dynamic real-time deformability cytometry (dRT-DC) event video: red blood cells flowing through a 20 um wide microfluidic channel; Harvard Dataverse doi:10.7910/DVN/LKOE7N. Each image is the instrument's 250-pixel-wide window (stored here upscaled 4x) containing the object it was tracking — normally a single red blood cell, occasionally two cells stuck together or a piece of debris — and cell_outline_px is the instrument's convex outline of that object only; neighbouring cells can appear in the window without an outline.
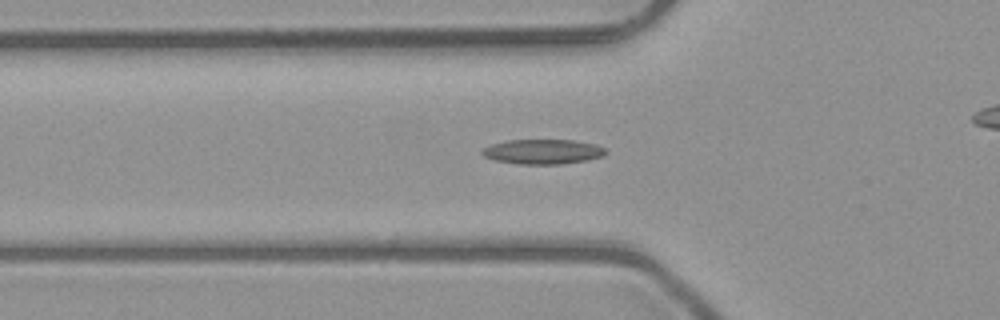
{"species": "common noctule bat (a hibernating species)", "species_latin": "Nyctalus noctula", "temperature_condition": "room temperature", "stored_images_in_passage": 46, "camera_frame_rate_fps": 3000, "um_per_image_px": 0.085, "animal": {"sex": "male", "body_mass_g": 23.1, "forearm_length_mm": 52.7}, "frame": {"image": 1, "passage_image": 12, "time_ms": 3.667, "image_size_px": [1000, 320], "cell_outline_px": [[608, 152], [604, 156], [588, 160], [560, 164], [516, 164], [496, 160], [484, 156], [480, 152], [484, 148], [492, 144], [508, 140], [572, 140], [596, 144], [604, 148]], "centroid_in_image_um": [46.17, 12.89], "position_along_channel_um": 79.6, "area_um2": 17.86}}
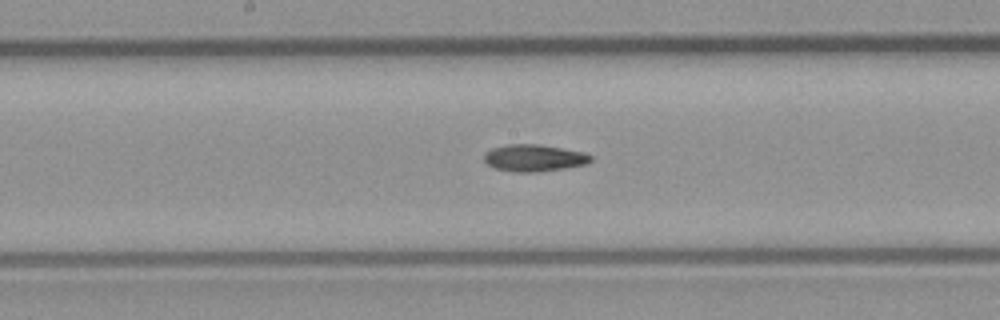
{"frame": {"image": 2, "passage_image": 21, "time_ms": 6.667, "image_size_px": [1000, 320], "cell_outline_px": [[592, 160], [588, 164], [564, 168], [536, 172], [516, 172], [496, 168], [488, 164], [484, 160], [484, 152], [492, 148], [508, 144], [536, 144], [584, 152], [592, 156]], "centroid_in_image_um": [45.4, 13.42], "position_along_channel_um": 202.8, "area_um2": 16.65}}
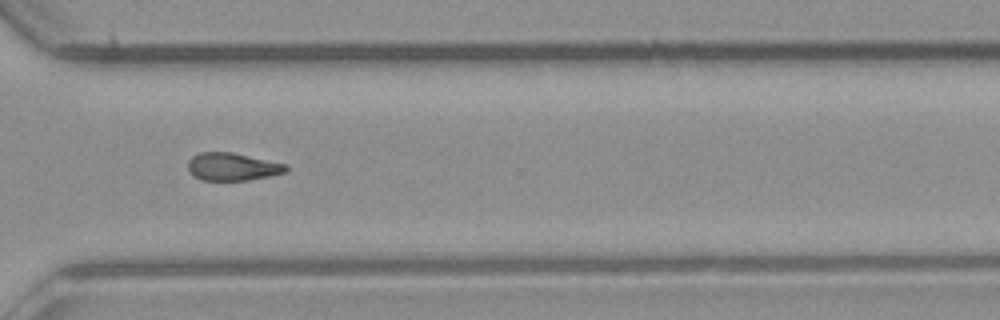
{"frame": {"image": 3, "passage_image": 32, "time_ms": 10.333, "image_size_px": [1000, 320], "cell_outline_px": [[288, 168], [284, 172], [268, 176], [248, 180], [200, 180], [192, 176], [188, 168], [188, 160], [192, 156], [200, 152], [232, 152], [288, 164]], "centroid_in_image_um": [19.73, 14.16], "position_along_channel_um": 350.9, "area_um2": 15.9}}